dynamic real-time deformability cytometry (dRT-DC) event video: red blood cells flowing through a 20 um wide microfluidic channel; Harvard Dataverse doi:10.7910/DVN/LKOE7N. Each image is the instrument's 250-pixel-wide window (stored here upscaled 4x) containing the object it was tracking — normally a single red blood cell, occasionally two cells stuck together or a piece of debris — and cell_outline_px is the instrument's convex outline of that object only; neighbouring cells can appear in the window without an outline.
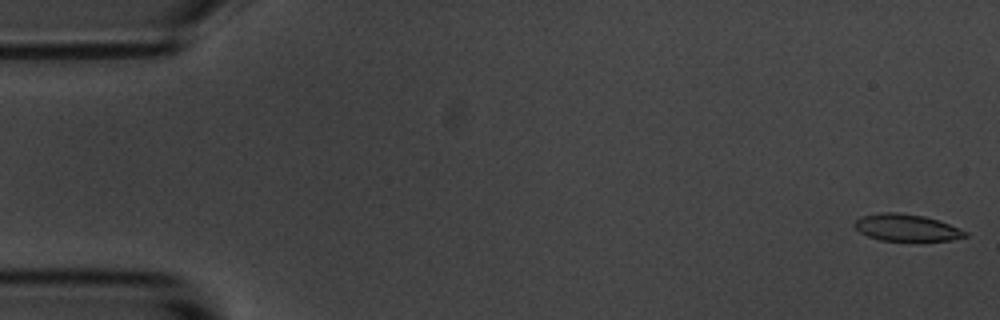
{"species": "common noctule bat (a hibernating species)", "species_latin": "Nyctalus noctula", "temperature_condition": "room temperature", "stored_images_in_passage": 12, "camera_frame_rate_fps": 3000, "um_per_image_px": 0.085, "animal": {"sex": "male", "body_mass_g": 20.1, "forearm_length_mm": 53.5}, "frame": {"image": 1, "passage_image": 1, "time_ms": 0.0, "image_size_px": [1000, 320], "cell_outline_px": [[968, 236], [952, 240], [880, 240], [868, 236], [860, 232], [852, 224], [860, 216], [880, 212], [896, 212], [924, 216], [960, 228], [968, 232]], "centroid_in_image_um": [77.03, 19.34], "position_along_channel_um": 8.0, "area_um2": 17.22}}